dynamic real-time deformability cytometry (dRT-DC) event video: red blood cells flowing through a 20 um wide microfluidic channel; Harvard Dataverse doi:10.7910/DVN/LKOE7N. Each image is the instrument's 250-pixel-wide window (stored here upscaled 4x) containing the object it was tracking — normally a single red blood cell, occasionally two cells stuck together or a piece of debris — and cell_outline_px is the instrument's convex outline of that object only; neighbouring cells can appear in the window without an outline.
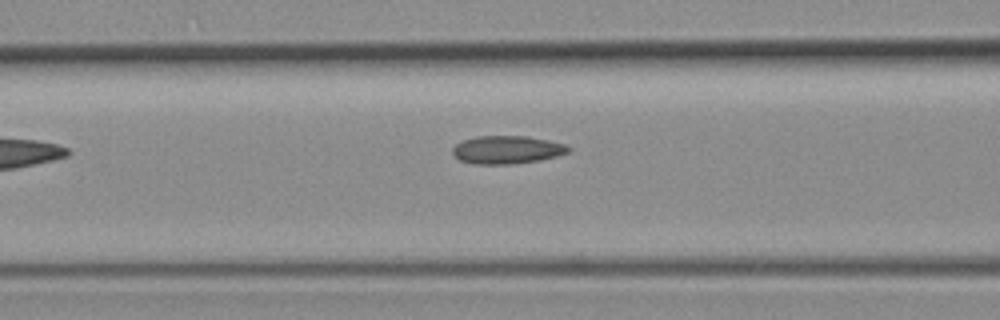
{"species": "common noctule bat (a hibernating species)", "species_latin": "Nyctalus noctula", "temperature_condition": "room temperature", "stored_images_in_passage": 6, "camera_frame_rate_fps": 3000, "um_per_image_px": 0.085, "animal": {"sex": "female", "body_mass_g": 19.3, "forearm_length_mm": 54.1}, "frame": {"image": 1, "passage_image": 6, "time_ms": 1.667, "image_size_px": [1000, 320], "cell_outline_px": [[572, 148], [568, 152], [556, 156], [540, 160], [516, 164], [476, 164], [460, 160], [452, 152], [452, 148], [456, 144], [464, 140], [476, 136], [528, 136], [548, 140], [564, 144]], "centroid_in_image_um": [43.11, 12.73], "position_along_channel_um": 123.5, "area_um2": 18.9}}